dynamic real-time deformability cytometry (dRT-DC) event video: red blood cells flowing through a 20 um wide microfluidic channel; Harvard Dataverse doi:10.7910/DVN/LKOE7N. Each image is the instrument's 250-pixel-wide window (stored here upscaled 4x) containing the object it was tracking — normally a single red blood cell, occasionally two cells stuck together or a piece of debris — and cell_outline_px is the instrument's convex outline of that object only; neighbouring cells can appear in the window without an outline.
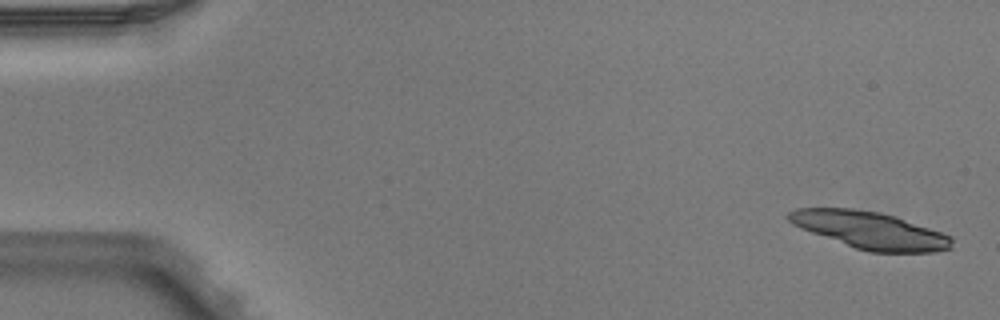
{"species": "Egyptian fruit bat (a non-hibernating species)", "species_latin": "Rousettus aegyptiacus", "temperature_condition": "warm", "stored_images_in_passage": 5, "camera_frame_rate_fps": 3000, "um_per_image_px": 0.085, "animal": {"sex": "male"}, "frame": {"image": 1, "passage_image": 1, "time_ms": 0.0, "image_size_px": [1000, 320], "cell_outline_px": [[952, 248], [936, 252], [868, 252], [856, 248], [800, 228], [792, 224], [784, 216], [788, 212], [796, 208], [852, 208], [880, 212], [896, 216], [952, 236]], "centroid_in_image_um": [73.94, 19.56], "position_along_channel_um": 11.1, "area_um2": 35.32}}